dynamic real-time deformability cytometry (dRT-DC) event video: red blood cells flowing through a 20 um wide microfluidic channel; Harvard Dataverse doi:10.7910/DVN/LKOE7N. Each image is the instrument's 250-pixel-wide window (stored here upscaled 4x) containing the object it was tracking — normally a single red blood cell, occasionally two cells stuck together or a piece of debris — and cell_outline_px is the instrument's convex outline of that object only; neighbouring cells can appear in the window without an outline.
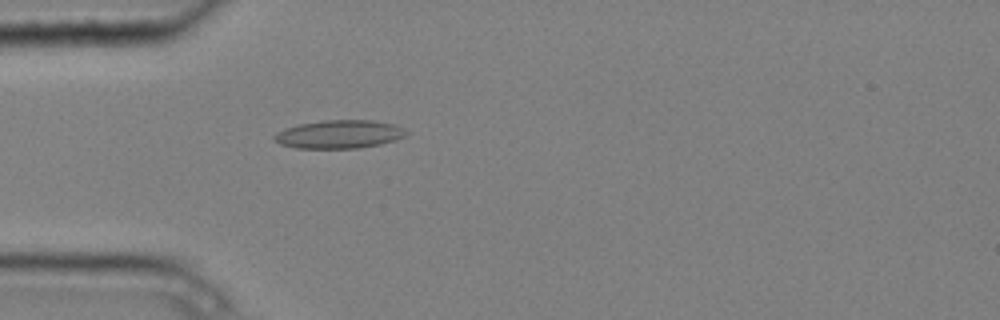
{"species": "common noctule bat (a hibernating species)", "species_latin": "Nyctalus noctula", "temperature_condition": "cold", "stored_images_in_passage": 3, "camera_frame_rate_fps": 3000, "um_per_image_px": 0.085, "animal": {"sex": "male", "body_mass_g": 20.4}, "frame": {"image": 1, "passage_image": 3, "time_ms": 0.667, "image_size_px": [1000, 320], "cell_outline_px": [[408, 132], [404, 136], [396, 140], [380, 144], [360, 148], [296, 148], [280, 144], [272, 140], [272, 136], [276, 132], [284, 128], [300, 124], [324, 120], [372, 120], [392, 124], [404, 128]], "centroid_in_image_um": [28.8, 11.41], "position_along_channel_um": 56.2, "area_um2": 21.85}}